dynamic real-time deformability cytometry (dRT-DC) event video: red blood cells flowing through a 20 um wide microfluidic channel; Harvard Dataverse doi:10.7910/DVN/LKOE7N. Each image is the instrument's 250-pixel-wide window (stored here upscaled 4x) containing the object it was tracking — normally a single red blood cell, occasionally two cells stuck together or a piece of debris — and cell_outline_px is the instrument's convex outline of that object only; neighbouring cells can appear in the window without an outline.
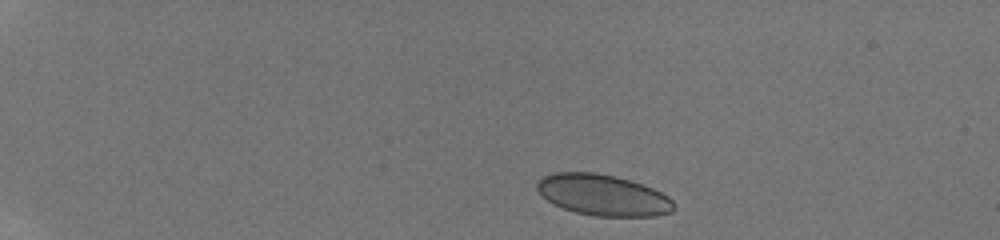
{"species": "human", "species_latin": "Homo sapiens", "temperature_condition": "room temperature", "stored_images_in_passage": 15, "camera_frame_rate_fps": 3000, "um_per_image_px": 0.085, "donor": {"sex": "male"}, "frame": {"image": 1, "passage_image": 2, "time_ms": 0.333, "image_size_px": [1000, 240], "cell_outline_px": [[672, 212], [656, 216], [592, 216], [576, 212], [552, 204], [536, 188], [536, 184], [544, 176], [552, 172], [596, 172], [616, 176], [632, 180], [652, 188], [668, 196], [672, 200]], "centroid_in_image_um": [51.24, 16.57], "position_along_channel_um": 33.8, "area_um2": 32.71}}
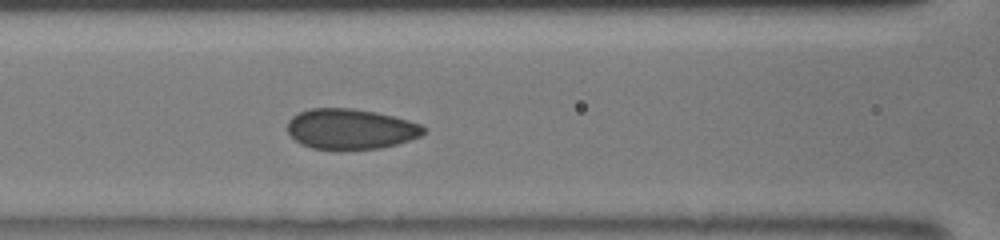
{"frame": {"image": 2, "passage_image": 11, "time_ms": 5.333, "image_size_px": [1000, 240], "cell_outline_px": [[428, 128], [420, 136], [396, 144], [380, 148], [312, 148], [300, 144], [288, 132], [288, 120], [292, 116], [300, 112], [312, 108], [352, 108], [376, 112], [408, 120], [420, 124]], "centroid_in_image_um": [29.8, 10.94], "position_along_channel_um": 136.8, "area_um2": 31.62}}
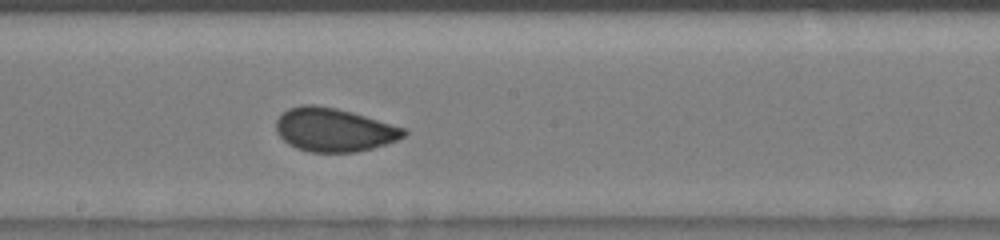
{"frame": {"image": 3, "passage_image": 15, "time_ms": 7.333, "image_size_px": [1000, 240], "cell_outline_px": [[408, 132], [404, 136], [396, 140], [372, 148], [356, 152], [312, 152], [296, 148], [288, 144], [276, 132], [276, 120], [288, 108], [300, 104], [316, 104], [336, 108], [352, 112], [404, 128]], "centroid_in_image_um": [28.35, 11.02], "position_along_channel_um": 219.9, "area_um2": 32.25}}